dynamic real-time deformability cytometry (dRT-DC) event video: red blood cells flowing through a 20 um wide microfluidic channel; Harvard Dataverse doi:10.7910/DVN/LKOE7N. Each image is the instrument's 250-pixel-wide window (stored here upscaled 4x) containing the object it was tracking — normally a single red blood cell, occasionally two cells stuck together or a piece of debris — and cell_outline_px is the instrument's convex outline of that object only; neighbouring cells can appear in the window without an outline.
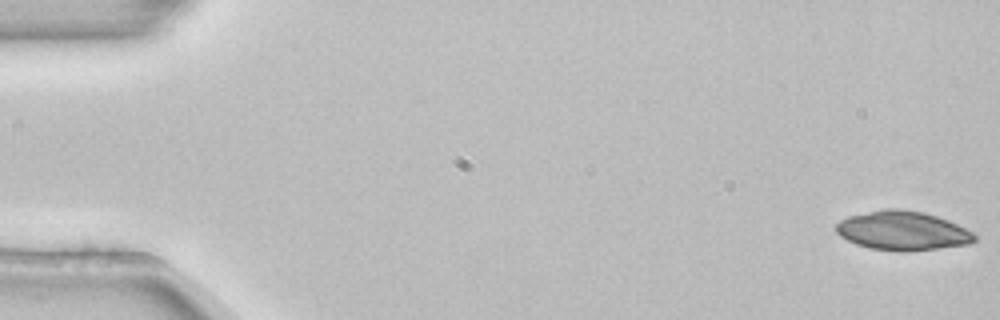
{"species": "common noctule bat (a hibernating species)", "species_latin": "Nyctalus noctula", "temperature_condition": "room temperature", "stored_images_in_passage": 53, "segment_of_instrument_passage": [1, 2], "camera_frame_rate_fps": 3000, "um_per_image_px": 0.085, "animal": {"sex": "female", "body_mass_g": 22.7, "forearm_length_mm": 54.2}, "frame": {"image": 1, "passage_image": 1, "time_ms": 0.0, "image_size_px": [1000, 320], "cell_outline_px": [[976, 240], [968, 244], [908, 252], [900, 252], [868, 248], [856, 244], [840, 236], [836, 232], [836, 224], [840, 220], [848, 216], [884, 208], [900, 208], [924, 212], [948, 220], [972, 232], [976, 236]], "centroid_in_image_um": [76.69, 19.61], "position_along_channel_um": 8.3, "area_um2": 31.67}}
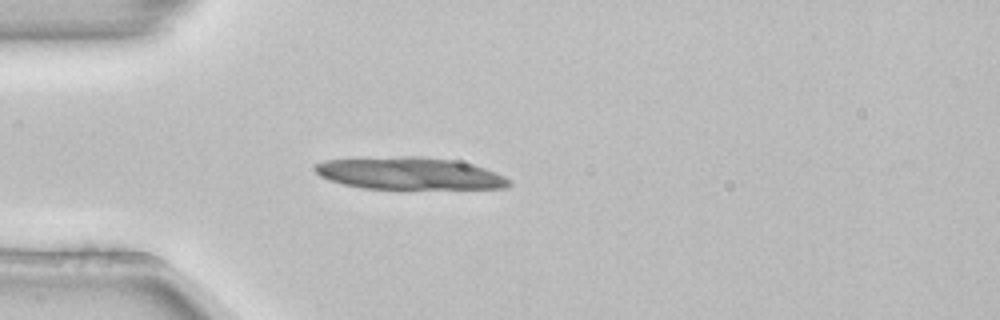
{"frame": {"image": 2, "passage_image": 15, "time_ms": 4.667, "image_size_px": [1000, 320], "cell_outline_px": [[512, 184], [508, 188], [360, 188], [328, 180], [320, 176], [312, 168], [316, 164], [328, 160], [400, 156], [420, 156], [452, 160], [484, 168], [496, 172], [512, 180]], "centroid_in_image_um": [34.81, 14.74], "position_along_channel_um": 50.2, "area_um2": 36.07}}